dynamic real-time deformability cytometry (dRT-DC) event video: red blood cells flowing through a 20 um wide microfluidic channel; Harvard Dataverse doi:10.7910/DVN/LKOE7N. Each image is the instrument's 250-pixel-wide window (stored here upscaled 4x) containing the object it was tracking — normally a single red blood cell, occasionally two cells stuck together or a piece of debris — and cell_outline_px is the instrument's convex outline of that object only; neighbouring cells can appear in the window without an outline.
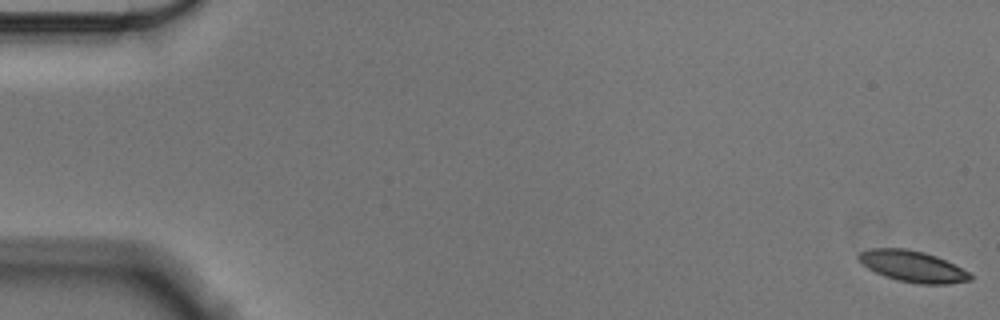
{"species": "Egyptian fruit bat (a non-hibernating species)", "species_latin": "Rousettus aegyptiacus", "temperature_condition": "cold", "stored_images_in_passage": 57, "camera_frame_rate_fps": 3000, "um_per_image_px": 0.085, "animal": {"sex": "male"}, "frame": {"image": 1, "passage_image": 1, "time_ms": 0.0, "image_size_px": [1000, 320], "cell_outline_px": [[972, 280], [948, 284], [920, 284], [900, 280], [884, 276], [868, 268], [856, 256], [860, 252], [872, 248], [908, 248], [924, 252], [936, 256], [968, 272], [972, 276]], "centroid_in_image_um": [77.57, 22.63], "position_along_channel_um": 7.4, "area_um2": 20.0}}
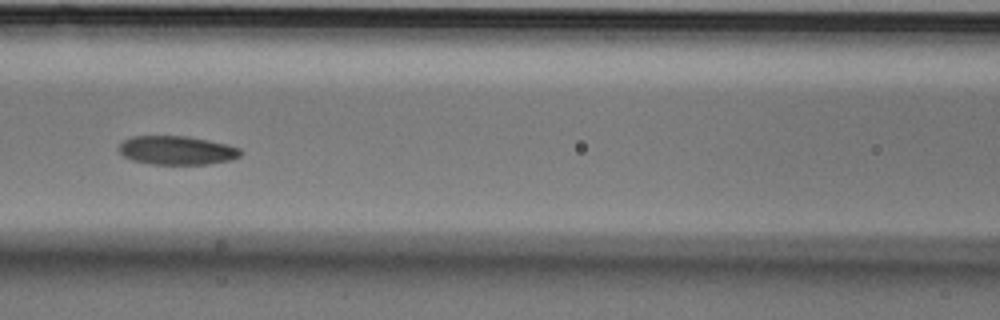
{"frame": {"image": 2, "passage_image": 26, "time_ms": 8.333, "image_size_px": [1000, 320], "cell_outline_px": [[244, 152], [240, 156], [232, 160], [208, 164], [152, 164], [132, 160], [124, 156], [116, 148], [124, 140], [132, 136], [188, 136], [228, 144], [240, 148]], "centroid_in_image_um": [15.06, 12.77], "position_along_channel_um": 151.5, "area_um2": 20.58}}
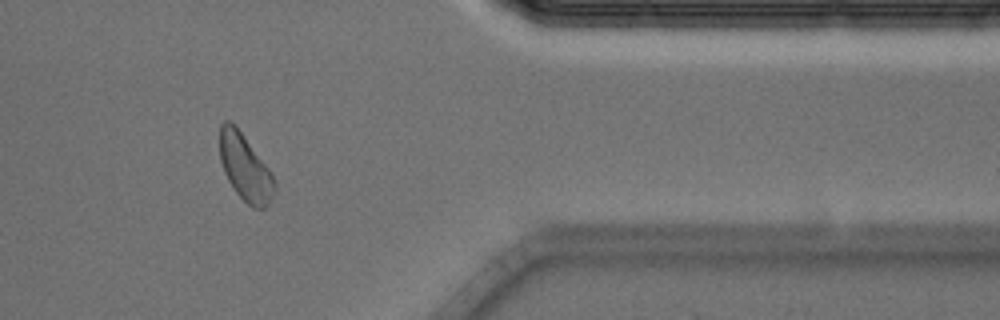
{"frame": {"image": 3, "passage_image": 48, "time_ms": 15.667, "image_size_px": [1000, 320], "cell_outline_px": [[276, 188], [268, 204], [264, 208], [252, 208], [236, 192], [228, 180], [224, 172], [220, 160], [220, 124], [224, 120], [228, 120], [236, 124], [272, 172], [276, 180]], "centroid_in_image_um": [20.84, 14.21], "position_along_channel_um": 390.6, "area_um2": 21.44}, "authors_computed_cell_mechanics": {"area_um2": 21.097, "velocity_mm_per_s": 3.5213, "shape_relaxation_time_tau1_ms": 4.6056, "shape_relaxation_time_tau2_ms": 9.0105, "deformation_change_tau1": 0.1063, "deformation_change_tau2": 0.1305}}